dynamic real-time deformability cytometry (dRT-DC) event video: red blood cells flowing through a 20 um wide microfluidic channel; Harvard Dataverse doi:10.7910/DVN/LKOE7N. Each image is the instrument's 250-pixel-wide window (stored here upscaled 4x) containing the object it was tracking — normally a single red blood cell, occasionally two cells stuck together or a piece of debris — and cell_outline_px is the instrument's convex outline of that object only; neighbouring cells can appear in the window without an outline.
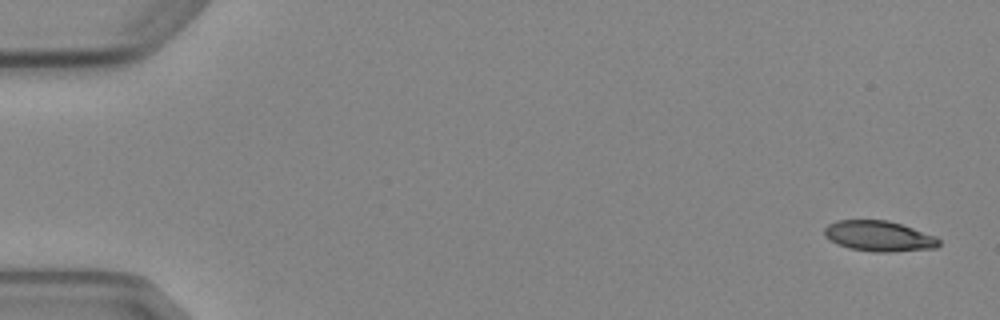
{"species": "Egyptian fruit bat (a non-hibernating species)", "species_latin": "Rousettus aegyptiacus", "temperature_condition": "cold", "stored_images_in_passage": 5, "camera_frame_rate_fps": 3000, "um_per_image_px": 0.085, "animal": {"sex": "female"}, "frame": {"image": 1, "passage_image": 1, "time_ms": 0.0, "image_size_px": [1000, 320], "cell_outline_px": [[940, 244], [936, 248], [888, 252], [872, 252], [848, 248], [836, 244], [828, 240], [824, 236], [824, 228], [828, 224], [836, 220], [888, 220], [936, 236], [940, 240]], "centroid_in_image_um": [74.67, 20.07], "position_along_channel_um": 10.3, "area_um2": 20.52}}
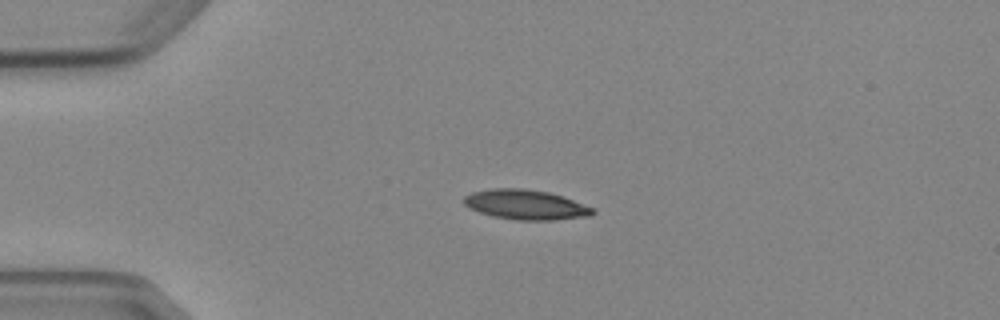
{"frame": {"image": 2, "passage_image": 4, "time_ms": 3.667, "image_size_px": [1000, 320], "cell_outline_px": [[596, 212], [592, 216], [552, 220], [516, 220], [492, 216], [468, 208], [464, 204], [464, 196], [472, 192], [492, 188], [524, 188], [548, 192], [564, 196], [596, 208]], "centroid_in_image_um": [44.73, 17.4], "position_along_channel_um": 40.3, "area_um2": 22.72}}